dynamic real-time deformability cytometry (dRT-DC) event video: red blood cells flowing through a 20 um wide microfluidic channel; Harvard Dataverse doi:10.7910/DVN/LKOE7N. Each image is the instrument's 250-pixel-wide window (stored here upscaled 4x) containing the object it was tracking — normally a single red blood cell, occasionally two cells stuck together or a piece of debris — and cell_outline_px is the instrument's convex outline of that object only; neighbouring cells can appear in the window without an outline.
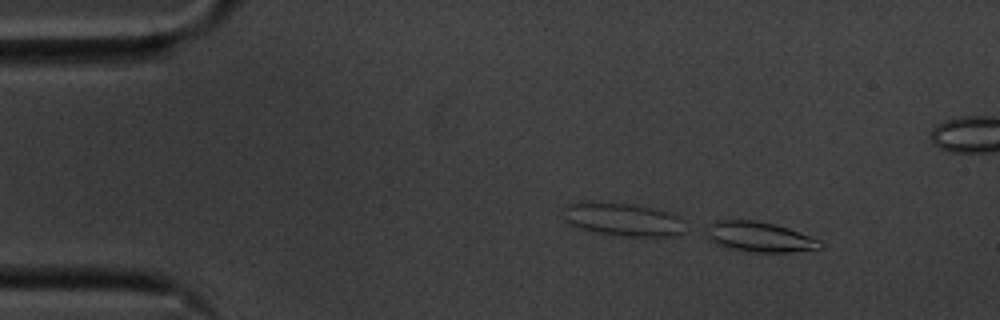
{"species": "common noctule bat (a hibernating species)", "species_latin": "Nyctalus noctula", "temperature_condition": "cold", "stored_images_in_passage": 7, "camera_frame_rate_fps": 3000, "um_per_image_px": 0.085, "animal": {"sex": "male", "body_mass_g": 20.1, "forearm_length_mm": 53.5}, "frame": {"image": 1, "passage_image": 7, "time_ms": 2.0, "image_size_px": [1000, 320], "cell_outline_px": [[824, 244], [820, 248], [788, 252], [756, 252], [724, 248], [708, 240], [704, 236], [708, 224], [716, 220], [752, 220], [776, 224], [788, 228], [820, 240]], "centroid_in_image_um": [64.48, 20.13], "position_along_channel_um": 20.5, "area_um2": 20.17}}